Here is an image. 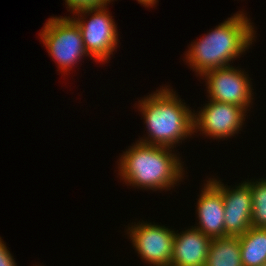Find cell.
Listing matches in <instances>:
<instances>
[{
	"label": "cell",
	"instance_id": "6da1fadb",
	"mask_svg": "<svg viewBox=\"0 0 266 266\" xmlns=\"http://www.w3.org/2000/svg\"><path fill=\"white\" fill-rule=\"evenodd\" d=\"M254 28L247 14L237 11L198 41L191 42L184 61L199 77L210 70L230 66L231 61L240 58L254 44L257 32Z\"/></svg>",
	"mask_w": 266,
	"mask_h": 266
},
{
	"label": "cell",
	"instance_id": "7a4b0ae2",
	"mask_svg": "<svg viewBox=\"0 0 266 266\" xmlns=\"http://www.w3.org/2000/svg\"><path fill=\"white\" fill-rule=\"evenodd\" d=\"M174 151L137 141L120 155L118 175L127 186L134 188L171 190L185 177L184 162Z\"/></svg>",
	"mask_w": 266,
	"mask_h": 266
},
{
	"label": "cell",
	"instance_id": "3957f363",
	"mask_svg": "<svg viewBox=\"0 0 266 266\" xmlns=\"http://www.w3.org/2000/svg\"><path fill=\"white\" fill-rule=\"evenodd\" d=\"M170 88L162 86L136 104L148 131V137L137 141L174 149L184 139L194 135V110Z\"/></svg>",
	"mask_w": 266,
	"mask_h": 266
},
{
	"label": "cell",
	"instance_id": "277c9868",
	"mask_svg": "<svg viewBox=\"0 0 266 266\" xmlns=\"http://www.w3.org/2000/svg\"><path fill=\"white\" fill-rule=\"evenodd\" d=\"M44 25L39 33L41 42L63 75L71 71L84 56H89L81 31L70 17L53 16Z\"/></svg>",
	"mask_w": 266,
	"mask_h": 266
},
{
	"label": "cell",
	"instance_id": "5b68a950",
	"mask_svg": "<svg viewBox=\"0 0 266 266\" xmlns=\"http://www.w3.org/2000/svg\"><path fill=\"white\" fill-rule=\"evenodd\" d=\"M107 9L106 6L82 11L74 15L75 18L68 16L78 25L89 57L94 58L93 60L100 64L111 60L109 58L111 55L113 56V52L116 51L118 42H120L118 27ZM86 15L90 16L89 20H86Z\"/></svg>",
	"mask_w": 266,
	"mask_h": 266
},
{
	"label": "cell",
	"instance_id": "8992f818",
	"mask_svg": "<svg viewBox=\"0 0 266 266\" xmlns=\"http://www.w3.org/2000/svg\"><path fill=\"white\" fill-rule=\"evenodd\" d=\"M237 68L230 65L213 69L204 73L201 79L206 80L208 100L238 105L247 112L254 99L252 79L245 70Z\"/></svg>",
	"mask_w": 266,
	"mask_h": 266
},
{
	"label": "cell",
	"instance_id": "52a82bcc",
	"mask_svg": "<svg viewBox=\"0 0 266 266\" xmlns=\"http://www.w3.org/2000/svg\"><path fill=\"white\" fill-rule=\"evenodd\" d=\"M128 225V239L144 263L150 266H170L175 231L153 222Z\"/></svg>",
	"mask_w": 266,
	"mask_h": 266
},
{
	"label": "cell",
	"instance_id": "ba28073f",
	"mask_svg": "<svg viewBox=\"0 0 266 266\" xmlns=\"http://www.w3.org/2000/svg\"><path fill=\"white\" fill-rule=\"evenodd\" d=\"M200 111H193V132L220 140L239 133L247 112L240 106L218 101H207ZM198 112V113H197Z\"/></svg>",
	"mask_w": 266,
	"mask_h": 266
},
{
	"label": "cell",
	"instance_id": "9c48e42d",
	"mask_svg": "<svg viewBox=\"0 0 266 266\" xmlns=\"http://www.w3.org/2000/svg\"><path fill=\"white\" fill-rule=\"evenodd\" d=\"M208 179L222 192L225 237L243 235L251 227L252 194L250 185L244 180L243 183L231 188L216 178Z\"/></svg>",
	"mask_w": 266,
	"mask_h": 266
},
{
	"label": "cell",
	"instance_id": "30bf717a",
	"mask_svg": "<svg viewBox=\"0 0 266 266\" xmlns=\"http://www.w3.org/2000/svg\"><path fill=\"white\" fill-rule=\"evenodd\" d=\"M203 185L196 206L199 222L194 227L211 238L225 237L222 192L209 179Z\"/></svg>",
	"mask_w": 266,
	"mask_h": 266
},
{
	"label": "cell",
	"instance_id": "8fae6325",
	"mask_svg": "<svg viewBox=\"0 0 266 266\" xmlns=\"http://www.w3.org/2000/svg\"><path fill=\"white\" fill-rule=\"evenodd\" d=\"M211 240L194 226L175 232L170 266H205Z\"/></svg>",
	"mask_w": 266,
	"mask_h": 266
},
{
	"label": "cell",
	"instance_id": "7c38bea8",
	"mask_svg": "<svg viewBox=\"0 0 266 266\" xmlns=\"http://www.w3.org/2000/svg\"><path fill=\"white\" fill-rule=\"evenodd\" d=\"M205 266H242L238 236L212 238Z\"/></svg>",
	"mask_w": 266,
	"mask_h": 266
},
{
	"label": "cell",
	"instance_id": "4fadbf2b",
	"mask_svg": "<svg viewBox=\"0 0 266 266\" xmlns=\"http://www.w3.org/2000/svg\"><path fill=\"white\" fill-rule=\"evenodd\" d=\"M238 238L242 266H261L266 263V229L251 226Z\"/></svg>",
	"mask_w": 266,
	"mask_h": 266
},
{
	"label": "cell",
	"instance_id": "5bb4252c",
	"mask_svg": "<svg viewBox=\"0 0 266 266\" xmlns=\"http://www.w3.org/2000/svg\"><path fill=\"white\" fill-rule=\"evenodd\" d=\"M252 194L251 226L266 229V179L246 181Z\"/></svg>",
	"mask_w": 266,
	"mask_h": 266
},
{
	"label": "cell",
	"instance_id": "9a60e30c",
	"mask_svg": "<svg viewBox=\"0 0 266 266\" xmlns=\"http://www.w3.org/2000/svg\"><path fill=\"white\" fill-rule=\"evenodd\" d=\"M66 8L71 11L74 17L75 14L87 11V10H94L97 8H103L108 6L110 2L114 0H64Z\"/></svg>",
	"mask_w": 266,
	"mask_h": 266
},
{
	"label": "cell",
	"instance_id": "2e32d148",
	"mask_svg": "<svg viewBox=\"0 0 266 266\" xmlns=\"http://www.w3.org/2000/svg\"><path fill=\"white\" fill-rule=\"evenodd\" d=\"M14 259L0 236V266H17Z\"/></svg>",
	"mask_w": 266,
	"mask_h": 266
},
{
	"label": "cell",
	"instance_id": "e0dca14e",
	"mask_svg": "<svg viewBox=\"0 0 266 266\" xmlns=\"http://www.w3.org/2000/svg\"><path fill=\"white\" fill-rule=\"evenodd\" d=\"M139 4L147 8H153L157 4L158 0H137Z\"/></svg>",
	"mask_w": 266,
	"mask_h": 266
}]
</instances>
